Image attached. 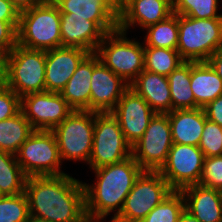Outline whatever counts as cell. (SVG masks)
Returning <instances> with one entry per match:
<instances>
[{
  "instance_id": "17",
  "label": "cell",
  "mask_w": 222,
  "mask_h": 222,
  "mask_svg": "<svg viewBox=\"0 0 222 222\" xmlns=\"http://www.w3.org/2000/svg\"><path fill=\"white\" fill-rule=\"evenodd\" d=\"M62 47H77L95 53L106 33L90 17L60 13Z\"/></svg>"
},
{
  "instance_id": "42",
  "label": "cell",
  "mask_w": 222,
  "mask_h": 222,
  "mask_svg": "<svg viewBox=\"0 0 222 222\" xmlns=\"http://www.w3.org/2000/svg\"><path fill=\"white\" fill-rule=\"evenodd\" d=\"M113 10L119 15L134 0H110Z\"/></svg>"
},
{
  "instance_id": "43",
  "label": "cell",
  "mask_w": 222,
  "mask_h": 222,
  "mask_svg": "<svg viewBox=\"0 0 222 222\" xmlns=\"http://www.w3.org/2000/svg\"><path fill=\"white\" fill-rule=\"evenodd\" d=\"M178 222H200V221L184 209V211L180 214Z\"/></svg>"
},
{
  "instance_id": "7",
  "label": "cell",
  "mask_w": 222,
  "mask_h": 222,
  "mask_svg": "<svg viewBox=\"0 0 222 222\" xmlns=\"http://www.w3.org/2000/svg\"><path fill=\"white\" fill-rule=\"evenodd\" d=\"M95 112L73 110L52 132L61 160L85 161L88 164L93 147Z\"/></svg>"
},
{
  "instance_id": "29",
  "label": "cell",
  "mask_w": 222,
  "mask_h": 222,
  "mask_svg": "<svg viewBox=\"0 0 222 222\" xmlns=\"http://www.w3.org/2000/svg\"><path fill=\"white\" fill-rule=\"evenodd\" d=\"M184 60L176 49L144 47V70L168 76Z\"/></svg>"
},
{
  "instance_id": "39",
  "label": "cell",
  "mask_w": 222,
  "mask_h": 222,
  "mask_svg": "<svg viewBox=\"0 0 222 222\" xmlns=\"http://www.w3.org/2000/svg\"><path fill=\"white\" fill-rule=\"evenodd\" d=\"M207 62L215 70L217 75L222 79V47L218 49Z\"/></svg>"
},
{
  "instance_id": "15",
  "label": "cell",
  "mask_w": 222,
  "mask_h": 222,
  "mask_svg": "<svg viewBox=\"0 0 222 222\" xmlns=\"http://www.w3.org/2000/svg\"><path fill=\"white\" fill-rule=\"evenodd\" d=\"M129 84L113 73L93 53V71L91 77L90 111L111 112Z\"/></svg>"
},
{
  "instance_id": "37",
  "label": "cell",
  "mask_w": 222,
  "mask_h": 222,
  "mask_svg": "<svg viewBox=\"0 0 222 222\" xmlns=\"http://www.w3.org/2000/svg\"><path fill=\"white\" fill-rule=\"evenodd\" d=\"M208 120L217 123L222 127V96L203 107Z\"/></svg>"
},
{
  "instance_id": "41",
  "label": "cell",
  "mask_w": 222,
  "mask_h": 222,
  "mask_svg": "<svg viewBox=\"0 0 222 222\" xmlns=\"http://www.w3.org/2000/svg\"><path fill=\"white\" fill-rule=\"evenodd\" d=\"M7 87L6 61L3 55H0V91Z\"/></svg>"
},
{
  "instance_id": "14",
  "label": "cell",
  "mask_w": 222,
  "mask_h": 222,
  "mask_svg": "<svg viewBox=\"0 0 222 222\" xmlns=\"http://www.w3.org/2000/svg\"><path fill=\"white\" fill-rule=\"evenodd\" d=\"M111 113L117 118L124 137L131 146L142 137L156 114L130 87L123 93Z\"/></svg>"
},
{
  "instance_id": "18",
  "label": "cell",
  "mask_w": 222,
  "mask_h": 222,
  "mask_svg": "<svg viewBox=\"0 0 222 222\" xmlns=\"http://www.w3.org/2000/svg\"><path fill=\"white\" fill-rule=\"evenodd\" d=\"M185 210L200 222H222V191L194 184L180 190Z\"/></svg>"
},
{
  "instance_id": "33",
  "label": "cell",
  "mask_w": 222,
  "mask_h": 222,
  "mask_svg": "<svg viewBox=\"0 0 222 222\" xmlns=\"http://www.w3.org/2000/svg\"><path fill=\"white\" fill-rule=\"evenodd\" d=\"M222 127L208 119L205 120L199 148L205 157L222 156Z\"/></svg>"
},
{
  "instance_id": "9",
  "label": "cell",
  "mask_w": 222,
  "mask_h": 222,
  "mask_svg": "<svg viewBox=\"0 0 222 222\" xmlns=\"http://www.w3.org/2000/svg\"><path fill=\"white\" fill-rule=\"evenodd\" d=\"M173 191L159 171H143L110 222H140Z\"/></svg>"
},
{
  "instance_id": "10",
  "label": "cell",
  "mask_w": 222,
  "mask_h": 222,
  "mask_svg": "<svg viewBox=\"0 0 222 222\" xmlns=\"http://www.w3.org/2000/svg\"><path fill=\"white\" fill-rule=\"evenodd\" d=\"M15 157L27 177L66 174L60 170L62 162L52 131L34 130Z\"/></svg>"
},
{
  "instance_id": "38",
  "label": "cell",
  "mask_w": 222,
  "mask_h": 222,
  "mask_svg": "<svg viewBox=\"0 0 222 222\" xmlns=\"http://www.w3.org/2000/svg\"><path fill=\"white\" fill-rule=\"evenodd\" d=\"M20 11L9 1L0 0V21L19 23Z\"/></svg>"
},
{
  "instance_id": "4",
  "label": "cell",
  "mask_w": 222,
  "mask_h": 222,
  "mask_svg": "<svg viewBox=\"0 0 222 222\" xmlns=\"http://www.w3.org/2000/svg\"><path fill=\"white\" fill-rule=\"evenodd\" d=\"M177 51L184 61H207L222 47V18L178 15Z\"/></svg>"
},
{
  "instance_id": "13",
  "label": "cell",
  "mask_w": 222,
  "mask_h": 222,
  "mask_svg": "<svg viewBox=\"0 0 222 222\" xmlns=\"http://www.w3.org/2000/svg\"><path fill=\"white\" fill-rule=\"evenodd\" d=\"M21 111L34 130L52 131L73 109L60 93L44 91L22 96Z\"/></svg>"
},
{
  "instance_id": "36",
  "label": "cell",
  "mask_w": 222,
  "mask_h": 222,
  "mask_svg": "<svg viewBox=\"0 0 222 222\" xmlns=\"http://www.w3.org/2000/svg\"><path fill=\"white\" fill-rule=\"evenodd\" d=\"M19 23L0 21V55L8 54L17 45Z\"/></svg>"
},
{
  "instance_id": "32",
  "label": "cell",
  "mask_w": 222,
  "mask_h": 222,
  "mask_svg": "<svg viewBox=\"0 0 222 222\" xmlns=\"http://www.w3.org/2000/svg\"><path fill=\"white\" fill-rule=\"evenodd\" d=\"M30 216L26 193L0 198V222H27Z\"/></svg>"
},
{
  "instance_id": "28",
  "label": "cell",
  "mask_w": 222,
  "mask_h": 222,
  "mask_svg": "<svg viewBox=\"0 0 222 222\" xmlns=\"http://www.w3.org/2000/svg\"><path fill=\"white\" fill-rule=\"evenodd\" d=\"M144 47L176 49L178 45V14L173 13L168 18L145 28Z\"/></svg>"
},
{
  "instance_id": "8",
  "label": "cell",
  "mask_w": 222,
  "mask_h": 222,
  "mask_svg": "<svg viewBox=\"0 0 222 222\" xmlns=\"http://www.w3.org/2000/svg\"><path fill=\"white\" fill-rule=\"evenodd\" d=\"M130 156L132 146L126 141L117 118L111 112H95L90 168L119 163Z\"/></svg>"
},
{
  "instance_id": "46",
  "label": "cell",
  "mask_w": 222,
  "mask_h": 222,
  "mask_svg": "<svg viewBox=\"0 0 222 222\" xmlns=\"http://www.w3.org/2000/svg\"><path fill=\"white\" fill-rule=\"evenodd\" d=\"M168 1L172 6H174L175 0H166Z\"/></svg>"
},
{
  "instance_id": "1",
  "label": "cell",
  "mask_w": 222,
  "mask_h": 222,
  "mask_svg": "<svg viewBox=\"0 0 222 222\" xmlns=\"http://www.w3.org/2000/svg\"><path fill=\"white\" fill-rule=\"evenodd\" d=\"M25 193L31 216L50 222H89L83 182L67 173L27 177Z\"/></svg>"
},
{
  "instance_id": "5",
  "label": "cell",
  "mask_w": 222,
  "mask_h": 222,
  "mask_svg": "<svg viewBox=\"0 0 222 222\" xmlns=\"http://www.w3.org/2000/svg\"><path fill=\"white\" fill-rule=\"evenodd\" d=\"M4 58L7 87L19 97L45 91L46 51L17 44Z\"/></svg>"
},
{
  "instance_id": "31",
  "label": "cell",
  "mask_w": 222,
  "mask_h": 222,
  "mask_svg": "<svg viewBox=\"0 0 222 222\" xmlns=\"http://www.w3.org/2000/svg\"><path fill=\"white\" fill-rule=\"evenodd\" d=\"M218 0H175L173 13L195 19L222 18Z\"/></svg>"
},
{
  "instance_id": "6",
  "label": "cell",
  "mask_w": 222,
  "mask_h": 222,
  "mask_svg": "<svg viewBox=\"0 0 222 222\" xmlns=\"http://www.w3.org/2000/svg\"><path fill=\"white\" fill-rule=\"evenodd\" d=\"M125 36L126 32L119 29L107 33L95 53L107 68L130 85L144 70V43Z\"/></svg>"
},
{
  "instance_id": "44",
  "label": "cell",
  "mask_w": 222,
  "mask_h": 222,
  "mask_svg": "<svg viewBox=\"0 0 222 222\" xmlns=\"http://www.w3.org/2000/svg\"><path fill=\"white\" fill-rule=\"evenodd\" d=\"M27 222H50V221L30 215Z\"/></svg>"
},
{
  "instance_id": "35",
  "label": "cell",
  "mask_w": 222,
  "mask_h": 222,
  "mask_svg": "<svg viewBox=\"0 0 222 222\" xmlns=\"http://www.w3.org/2000/svg\"><path fill=\"white\" fill-rule=\"evenodd\" d=\"M21 111V97L9 87L0 91V121L11 118Z\"/></svg>"
},
{
  "instance_id": "45",
  "label": "cell",
  "mask_w": 222,
  "mask_h": 222,
  "mask_svg": "<svg viewBox=\"0 0 222 222\" xmlns=\"http://www.w3.org/2000/svg\"><path fill=\"white\" fill-rule=\"evenodd\" d=\"M61 0H45V2L50 3V4H57Z\"/></svg>"
},
{
  "instance_id": "22",
  "label": "cell",
  "mask_w": 222,
  "mask_h": 222,
  "mask_svg": "<svg viewBox=\"0 0 222 222\" xmlns=\"http://www.w3.org/2000/svg\"><path fill=\"white\" fill-rule=\"evenodd\" d=\"M167 114L173 143L199 146L207 119L204 109H177Z\"/></svg>"
},
{
  "instance_id": "23",
  "label": "cell",
  "mask_w": 222,
  "mask_h": 222,
  "mask_svg": "<svg viewBox=\"0 0 222 222\" xmlns=\"http://www.w3.org/2000/svg\"><path fill=\"white\" fill-rule=\"evenodd\" d=\"M93 53H89L78 65L64 89L60 92L73 110L90 111Z\"/></svg>"
},
{
  "instance_id": "27",
  "label": "cell",
  "mask_w": 222,
  "mask_h": 222,
  "mask_svg": "<svg viewBox=\"0 0 222 222\" xmlns=\"http://www.w3.org/2000/svg\"><path fill=\"white\" fill-rule=\"evenodd\" d=\"M27 176L14 154L0 150V193L17 195L25 192Z\"/></svg>"
},
{
  "instance_id": "34",
  "label": "cell",
  "mask_w": 222,
  "mask_h": 222,
  "mask_svg": "<svg viewBox=\"0 0 222 222\" xmlns=\"http://www.w3.org/2000/svg\"><path fill=\"white\" fill-rule=\"evenodd\" d=\"M199 184L222 191V156L205 157Z\"/></svg>"
},
{
  "instance_id": "3",
  "label": "cell",
  "mask_w": 222,
  "mask_h": 222,
  "mask_svg": "<svg viewBox=\"0 0 222 222\" xmlns=\"http://www.w3.org/2000/svg\"><path fill=\"white\" fill-rule=\"evenodd\" d=\"M60 10L43 2L20 12L17 44L37 50L62 47Z\"/></svg>"
},
{
  "instance_id": "24",
  "label": "cell",
  "mask_w": 222,
  "mask_h": 222,
  "mask_svg": "<svg viewBox=\"0 0 222 222\" xmlns=\"http://www.w3.org/2000/svg\"><path fill=\"white\" fill-rule=\"evenodd\" d=\"M190 87L195 98V108H203L222 96V79L207 61H191Z\"/></svg>"
},
{
  "instance_id": "30",
  "label": "cell",
  "mask_w": 222,
  "mask_h": 222,
  "mask_svg": "<svg viewBox=\"0 0 222 222\" xmlns=\"http://www.w3.org/2000/svg\"><path fill=\"white\" fill-rule=\"evenodd\" d=\"M185 209L181 191H173L140 222H178Z\"/></svg>"
},
{
  "instance_id": "26",
  "label": "cell",
  "mask_w": 222,
  "mask_h": 222,
  "mask_svg": "<svg viewBox=\"0 0 222 222\" xmlns=\"http://www.w3.org/2000/svg\"><path fill=\"white\" fill-rule=\"evenodd\" d=\"M33 132V127L22 111L0 121V150L15 155Z\"/></svg>"
},
{
  "instance_id": "40",
  "label": "cell",
  "mask_w": 222,
  "mask_h": 222,
  "mask_svg": "<svg viewBox=\"0 0 222 222\" xmlns=\"http://www.w3.org/2000/svg\"><path fill=\"white\" fill-rule=\"evenodd\" d=\"M20 12L34 5L45 2V0H9Z\"/></svg>"
},
{
  "instance_id": "21",
  "label": "cell",
  "mask_w": 222,
  "mask_h": 222,
  "mask_svg": "<svg viewBox=\"0 0 222 222\" xmlns=\"http://www.w3.org/2000/svg\"><path fill=\"white\" fill-rule=\"evenodd\" d=\"M129 87L140 95L155 113L167 114L172 111L167 76L143 70Z\"/></svg>"
},
{
  "instance_id": "20",
  "label": "cell",
  "mask_w": 222,
  "mask_h": 222,
  "mask_svg": "<svg viewBox=\"0 0 222 222\" xmlns=\"http://www.w3.org/2000/svg\"><path fill=\"white\" fill-rule=\"evenodd\" d=\"M56 5L68 16L90 17L106 34L118 29V15L110 0H61Z\"/></svg>"
},
{
  "instance_id": "19",
  "label": "cell",
  "mask_w": 222,
  "mask_h": 222,
  "mask_svg": "<svg viewBox=\"0 0 222 222\" xmlns=\"http://www.w3.org/2000/svg\"><path fill=\"white\" fill-rule=\"evenodd\" d=\"M172 14L173 6L166 0H134L118 15V29L127 32L135 25L145 29Z\"/></svg>"
},
{
  "instance_id": "25",
  "label": "cell",
  "mask_w": 222,
  "mask_h": 222,
  "mask_svg": "<svg viewBox=\"0 0 222 222\" xmlns=\"http://www.w3.org/2000/svg\"><path fill=\"white\" fill-rule=\"evenodd\" d=\"M172 110L195 109V98L190 87L191 61H184L168 76Z\"/></svg>"
},
{
  "instance_id": "12",
  "label": "cell",
  "mask_w": 222,
  "mask_h": 222,
  "mask_svg": "<svg viewBox=\"0 0 222 222\" xmlns=\"http://www.w3.org/2000/svg\"><path fill=\"white\" fill-rule=\"evenodd\" d=\"M204 159L198 146L173 143L159 172L173 190L180 191L186 186L199 184Z\"/></svg>"
},
{
  "instance_id": "11",
  "label": "cell",
  "mask_w": 222,
  "mask_h": 222,
  "mask_svg": "<svg viewBox=\"0 0 222 222\" xmlns=\"http://www.w3.org/2000/svg\"><path fill=\"white\" fill-rule=\"evenodd\" d=\"M172 145L168 114L156 113L142 137L132 145V157L143 171H159Z\"/></svg>"
},
{
  "instance_id": "16",
  "label": "cell",
  "mask_w": 222,
  "mask_h": 222,
  "mask_svg": "<svg viewBox=\"0 0 222 222\" xmlns=\"http://www.w3.org/2000/svg\"><path fill=\"white\" fill-rule=\"evenodd\" d=\"M77 47H58L46 51L45 91L60 93L81 61L89 54Z\"/></svg>"
},
{
  "instance_id": "2",
  "label": "cell",
  "mask_w": 222,
  "mask_h": 222,
  "mask_svg": "<svg viewBox=\"0 0 222 222\" xmlns=\"http://www.w3.org/2000/svg\"><path fill=\"white\" fill-rule=\"evenodd\" d=\"M93 170L96 184L83 183L87 219L89 222H100L116 210L111 217L113 220L120 214L126 196L143 170L132 156Z\"/></svg>"
}]
</instances>
